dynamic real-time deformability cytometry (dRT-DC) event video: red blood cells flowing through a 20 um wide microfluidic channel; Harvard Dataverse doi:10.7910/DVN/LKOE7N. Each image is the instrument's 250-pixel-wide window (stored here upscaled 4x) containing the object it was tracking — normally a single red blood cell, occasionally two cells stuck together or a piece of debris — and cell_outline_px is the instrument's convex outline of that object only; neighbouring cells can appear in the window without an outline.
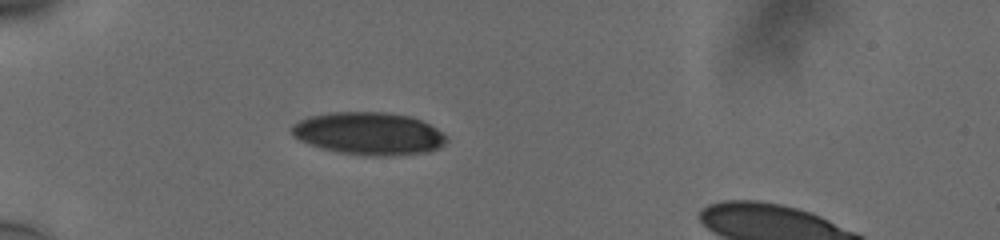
{"species": "human", "species_latin": "Homo sapiens", "temperature_condition": "cold", "stored_images_in_passage": 39, "camera_frame_rate_fps": 3000, "um_per_image_px": 0.085, "donor": {"sex": "male"}, "frame": {"image": 1, "passage_image": 1, "time_ms": 0.0, "image_size_px": [1000, 240], "cell_outline_px": [[448, 140], [440, 148], [428, 152], [380, 156], [372, 156], [340, 152], [320, 148], [300, 140], [292, 132], [292, 124], [308, 116], [328, 112], [384, 112], [408, 116], [420, 120], [444, 132]], "centroid_in_image_um": [31.37, 11.34], "position_along_channel_um": 53.6, "area_um2": 38.26}}
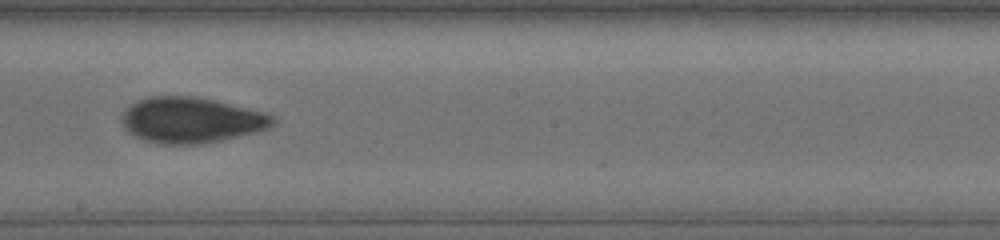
{"frame": {"image": 2, "passage_image": 17, "time_ms": 5.333, "image_size_px": [1000, 240], "cell_outline_px": [[276, 124], [260, 132], [200, 144], [160, 144], [136, 136], [128, 132], [120, 124], [120, 116], [136, 100], [148, 96], [196, 96], [216, 100], [268, 112], [276, 120]], "centroid_in_image_um": [16.29, 10.2], "position_along_channel_um": 231.9, "area_um2": 40.69}}
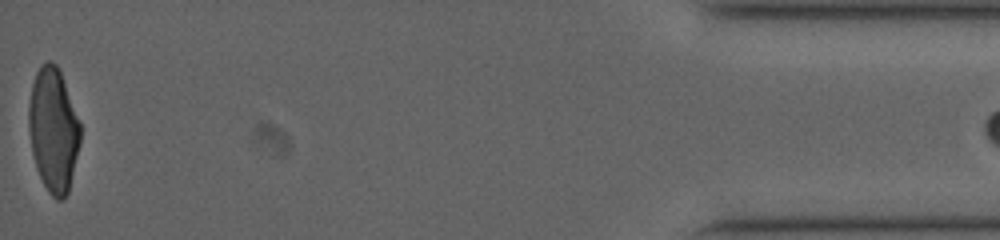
{"frame": {"image": 3, "passage_image": 39, "time_ms": 12.667, "image_size_px": [1000, 240], "cell_outline_px": [[80, 144], [68, 192], [60, 200], [56, 200], [48, 192], [36, 168], [32, 152], [28, 128], [28, 104], [32, 84], [36, 72], [48, 60], [52, 60], [56, 64], [60, 72], [80, 124]], "centroid_in_image_um": [4.51, 11.05], "position_along_channel_um": 430.7, "area_um2": 36.93}, "authors_computed_cell_mechanics": {"area_um2": 38.726, "velocity_mm_per_s": 3.7846, "shape_relaxation_time_tau1_ms": 5.6073, "shape_relaxation_time_tau2_ms": 2.2602, "deformation_change_tau1": 0.1779, "deformation_change_tau2": 0.0689}}